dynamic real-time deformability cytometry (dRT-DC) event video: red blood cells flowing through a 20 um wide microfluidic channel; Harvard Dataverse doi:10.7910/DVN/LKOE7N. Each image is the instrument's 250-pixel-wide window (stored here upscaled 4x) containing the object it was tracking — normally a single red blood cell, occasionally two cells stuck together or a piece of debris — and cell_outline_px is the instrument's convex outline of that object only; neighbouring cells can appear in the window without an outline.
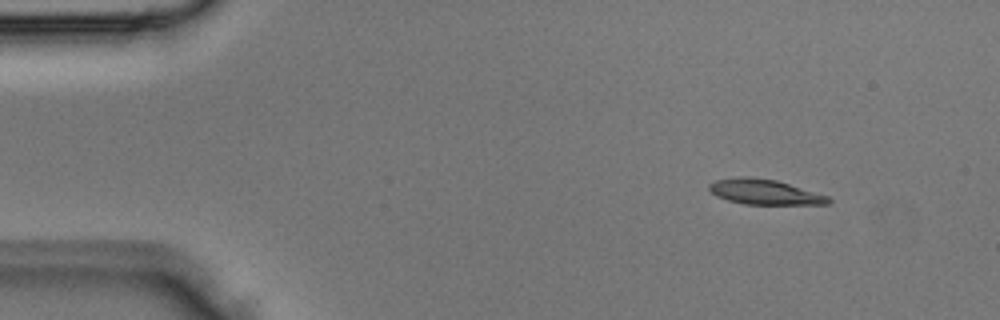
{"species": "Egyptian fruit bat (a non-hibernating species)", "species_latin": "Rousettus aegyptiacus", "temperature_condition": "room temperature", "stored_images_in_passage": 3, "camera_frame_rate_fps": 3000, "um_per_image_px": 0.085, "animal": {"sex": "male"}, "frame": {"image": 1, "passage_image": 1, "time_ms": 0.0, "image_size_px": [1000, 320], "cell_outline_px": [[832, 200], [828, 204], [744, 204], [728, 200], [716, 196], [708, 188], [708, 184], [716, 180], [740, 176], [748, 176], [776, 180], [828, 196]], "centroid_in_image_um": [64.96, 16.31], "position_along_channel_um": 20.0, "area_um2": 17.34}}